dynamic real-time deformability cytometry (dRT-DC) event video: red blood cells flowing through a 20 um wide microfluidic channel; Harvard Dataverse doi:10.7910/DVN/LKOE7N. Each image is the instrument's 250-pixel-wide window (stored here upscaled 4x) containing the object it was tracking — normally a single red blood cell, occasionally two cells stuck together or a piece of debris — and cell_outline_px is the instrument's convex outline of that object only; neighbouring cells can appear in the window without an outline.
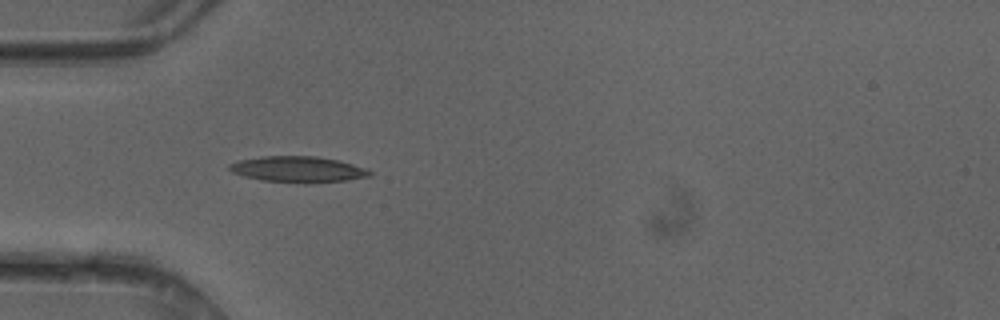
{"species": "common noctule bat (a hibernating species)", "species_latin": "Nyctalus noctula", "temperature_condition": "cold", "stored_images_in_passage": 35, "camera_frame_rate_fps": 3000, "um_per_image_px": 0.085, "animal": {"sex": "female"}, "frame": {"image": 1, "passage_image": 1, "time_ms": 0.0, "image_size_px": [1000, 320], "cell_outline_px": [[372, 176], [348, 180], [312, 184], [304, 184], [264, 180], [244, 176], [232, 172], [228, 168], [228, 164], [240, 160], [260, 156], [316, 156], [340, 160], [364, 168], [372, 172]], "centroid_in_image_um": [25.35, 14.4], "position_along_channel_um": 59.6, "area_um2": 21.5}}
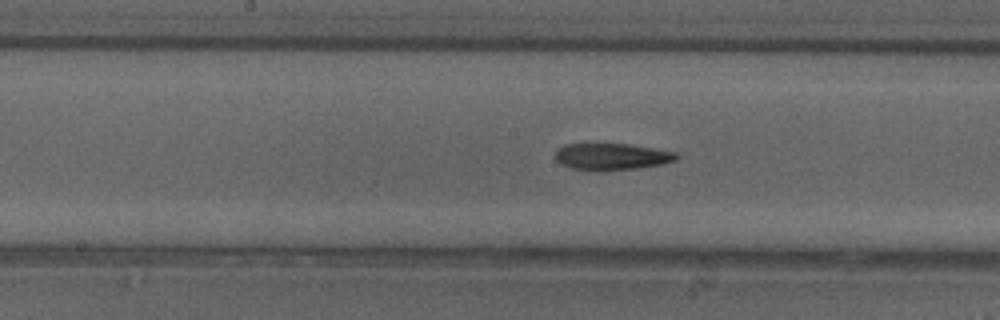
{"frame": {"image": 2, "passage_image": 11, "time_ms": 3.333, "image_size_px": [1000, 320], "cell_outline_px": [[680, 156], [676, 160], [664, 164], [636, 168], [600, 172], [568, 168], [560, 164], [556, 160], [556, 148], [564, 144], [628, 144], [676, 152]], "centroid_in_image_um": [51.96, 13.33], "position_along_channel_um": 196.2, "area_um2": 19.19}}
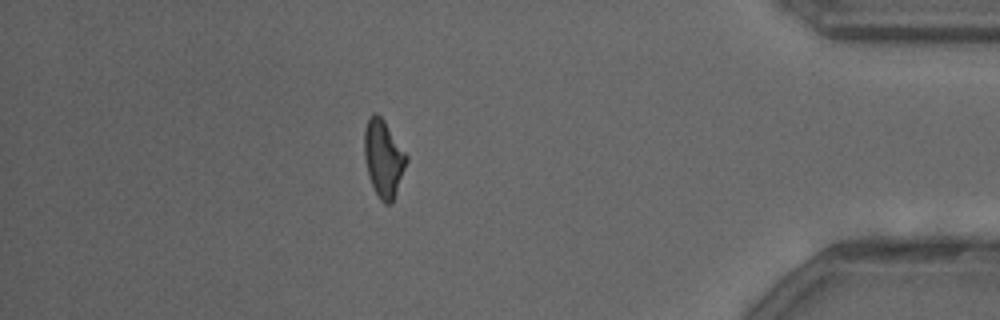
{"frame": {"image": 3, "passage_image": 29, "time_ms": 9.333, "image_size_px": [1000, 320], "cell_outline_px": [[408, 160], [392, 204], [384, 204], [380, 200], [368, 176], [364, 156], [364, 128], [368, 116], [372, 112], [376, 112], [384, 120], [408, 156]], "centroid_in_image_um": [32.58, 13.44], "position_along_channel_um": 402.6, "area_um2": 19.07}, "authors_computed_cell_mechanics": {"area_um2": 19.1896, "velocity_mm_per_s": 4.1698, "shape_relaxation_time_tau1_ms": 9.7333, "shape_relaxation_time_tau2_ms": 5.744, "deformation_change_tau1": 0.2531, "deformation_change_tau2": 0.155}}